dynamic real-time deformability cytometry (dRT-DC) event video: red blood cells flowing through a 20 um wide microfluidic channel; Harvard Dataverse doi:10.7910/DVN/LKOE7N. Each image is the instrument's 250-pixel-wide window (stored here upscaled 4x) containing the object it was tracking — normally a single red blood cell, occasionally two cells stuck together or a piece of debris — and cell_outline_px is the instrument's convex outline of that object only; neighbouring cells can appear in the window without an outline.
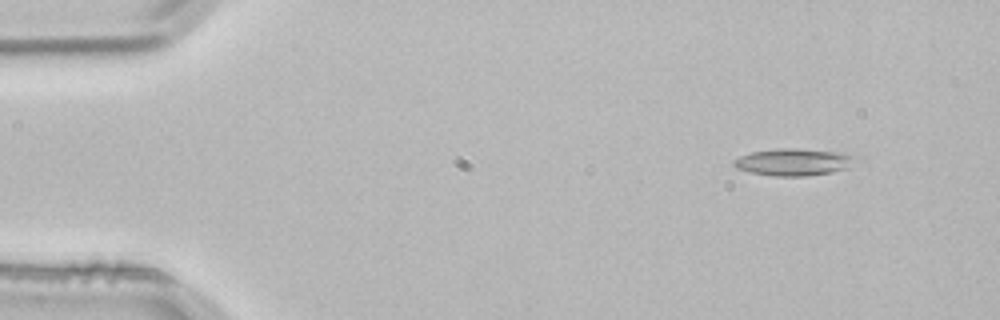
{"species": "common noctule bat (a hibernating species)", "species_latin": "Nyctalus noctula", "temperature_condition": "room temperature", "stored_images_in_passage": 3, "camera_frame_rate_fps": 3000, "um_per_image_px": 0.085, "animal": {"sex": "male", "body_mass_g": 21.5, "forearm_length_mm": 52.0}, "frame": {"image": 1, "passage_image": 1, "time_ms": 0.0, "image_size_px": [1000, 320], "cell_outline_px": [[852, 160], [848, 168], [832, 172], [808, 176], [776, 176], [748, 172], [736, 168], [732, 164], [732, 160], [740, 156], [752, 152], [776, 148], [796, 148], [840, 152], [852, 156]], "centroid_in_image_um": [67.37, 13.77], "position_along_channel_um": 17.6, "area_um2": 19.07}}
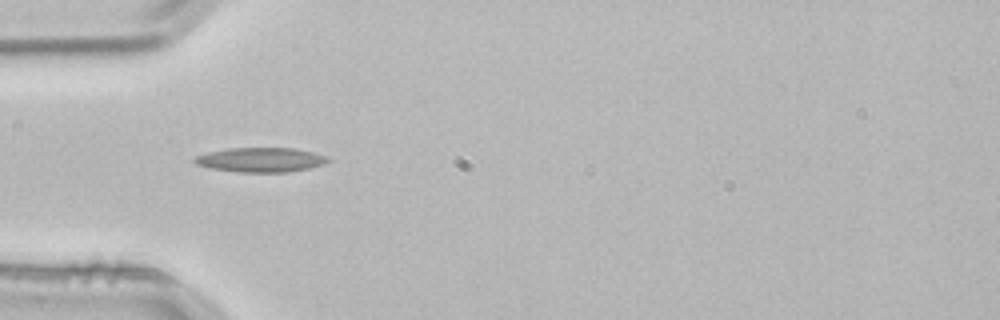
{"frame": {"image": 2, "passage_image": 3, "time_ms": 0.667, "image_size_px": [1000, 320], "cell_outline_px": [[332, 160], [324, 164], [308, 168], [288, 172], [236, 172], [208, 168], [196, 164], [192, 160], [196, 156], [208, 152], [228, 148], [296, 148], [328, 156]], "centroid_in_image_um": [22.16, 13.58], "position_along_channel_um": 62.8, "area_um2": 19.19}}